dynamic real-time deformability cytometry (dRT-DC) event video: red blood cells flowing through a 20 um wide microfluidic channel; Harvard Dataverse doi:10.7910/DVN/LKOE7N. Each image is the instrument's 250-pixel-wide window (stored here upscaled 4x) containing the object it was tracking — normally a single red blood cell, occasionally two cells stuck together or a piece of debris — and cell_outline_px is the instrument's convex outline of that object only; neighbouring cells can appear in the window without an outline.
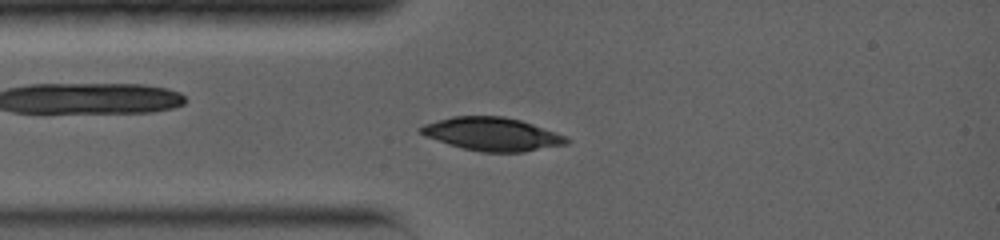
{"species": "common noctule bat (a hibernating species)", "species_latin": "Nyctalus noctula", "temperature_condition": "warm", "stored_images_in_passage": 23, "camera_frame_rate_fps": 5000, "um_per_image_px": 0.085, "animal": {"sex": "female", "body_mass_g": 19.0, "forearm_length_mm": 56.7}, "frame": {"image": 1, "passage_image": 3, "time_ms": 1.0, "image_size_px": [1000, 240], "cell_outline_px": [[572, 140], [568, 144], [524, 152], [480, 152], [448, 144], [424, 136], [420, 132], [420, 128], [424, 124], [452, 116], [504, 116], [520, 120], [556, 132]], "centroid_in_image_um": [41.85, 11.4], "position_along_channel_um": 43.2, "area_um2": 28.21}}
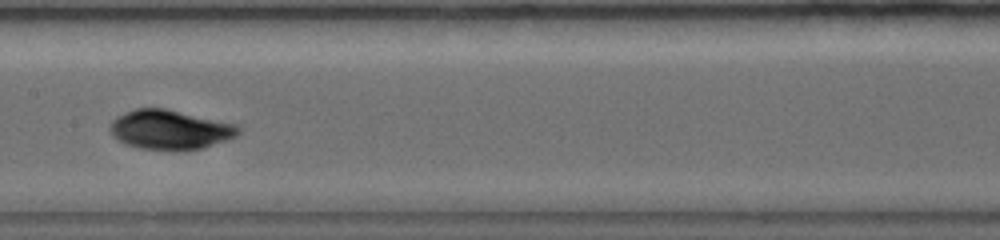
{"frame": {"image": 2, "passage_image": 11, "time_ms": 4.8, "image_size_px": [1000, 240], "cell_outline_px": [[244, 128], [236, 136], [204, 148], [140, 148], [124, 144], [112, 136], [108, 128], [112, 120], [116, 116], [124, 112], [136, 108], [164, 108], [236, 124]], "centroid_in_image_um": [14.42, 10.99], "position_along_channel_um": 193.0, "area_um2": 29.13}}
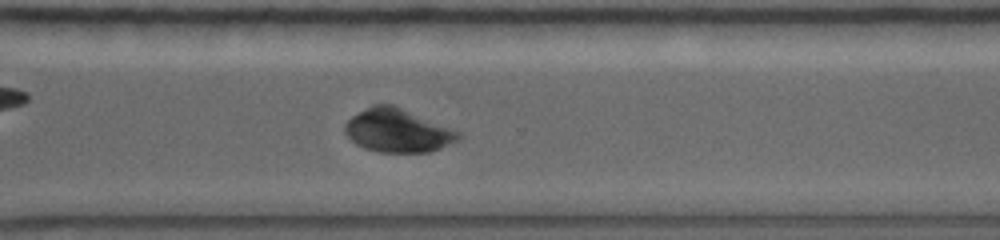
{"frame": {"image": 3, "passage_image": 19, "time_ms": 8.4, "image_size_px": [1000, 240], "cell_outline_px": [[464, 136], [432, 152], [380, 152], [364, 148], [356, 144], [344, 132], [344, 124], [352, 116], [372, 104], [392, 104], [460, 132]], "centroid_in_image_um": [33.77, 11.1], "position_along_channel_um": 336.8, "area_um2": 28.44}, "authors_computed_cell_mechanics": {"area_um2": 28.611, "velocity_mm_per_s": 3.9932, "shape_relaxation_time_tau1_ms": 8.3212, "shape_relaxation_time_tau2_ms": 2.537, "deformation_change_tau1": 0.249, "deformation_change_tau2": 0.0406}}